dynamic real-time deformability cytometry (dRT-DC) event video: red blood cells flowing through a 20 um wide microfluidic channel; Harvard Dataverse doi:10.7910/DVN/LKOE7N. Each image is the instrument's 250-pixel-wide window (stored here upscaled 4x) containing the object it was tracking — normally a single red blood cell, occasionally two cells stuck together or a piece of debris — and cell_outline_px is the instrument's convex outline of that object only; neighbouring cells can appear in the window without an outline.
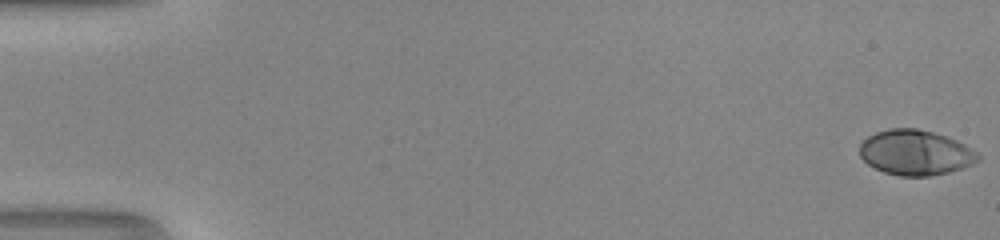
{"species": "human", "species_latin": "Homo sapiens", "temperature_condition": "room temperature", "stored_images_in_passage": 52, "camera_frame_rate_fps": 3000, "um_per_image_px": 0.085, "donor": {"sex": "male"}, "frame": {"image": 1, "passage_image": 1, "time_ms": 0.0, "image_size_px": [1000, 240], "cell_outline_px": [[980, 160], [964, 168], [948, 172], [928, 176], [900, 176], [884, 172], [868, 164], [860, 156], [860, 144], [868, 136], [876, 132], [888, 128], [916, 128], [932, 132], [956, 140], [972, 148], [980, 156]], "centroid_in_image_um": [77.82, 12.97], "position_along_channel_um": 7.2, "area_um2": 31.1}}
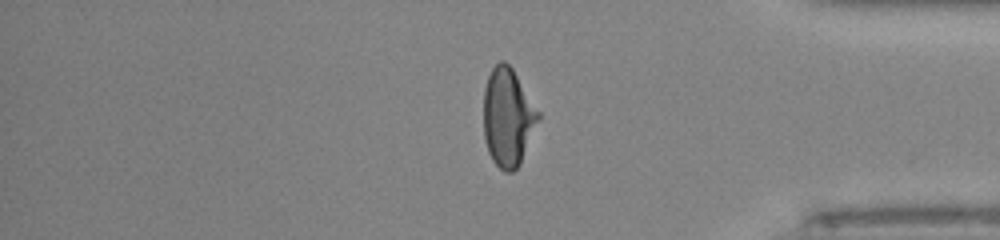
{"frame": {"image": 2, "passage_image": 44, "time_ms": 14.333, "image_size_px": [1000, 240], "cell_outline_px": [[540, 120], [520, 164], [512, 172], [504, 172], [492, 160], [488, 152], [484, 140], [484, 88], [488, 76], [492, 68], [500, 60], [504, 60], [512, 68], [540, 112]], "centroid_in_image_um": [43.17, 9.98], "position_along_channel_um": 392.0, "area_um2": 31.5}}
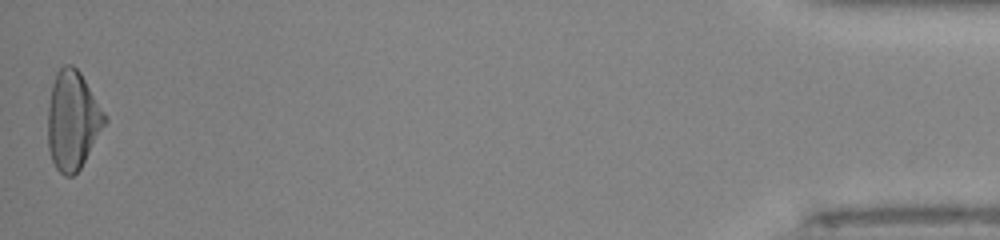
{"frame": {"image": 3, "passage_image": 52, "time_ms": 17.0, "image_size_px": [1000, 240], "cell_outline_px": [[108, 120], [80, 168], [72, 176], [64, 176], [56, 168], [52, 160], [48, 148], [48, 104], [52, 84], [56, 72], [64, 64], [72, 64], [80, 72], [108, 116]], "centroid_in_image_um": [6.18, 10.21], "position_along_channel_um": 429.0, "area_um2": 32.83}, "authors_computed_cell_mechanics": {"area_um2": 30.9808, "velocity_mm_per_s": 4.1402, "shape_relaxation_time_tau1_ms": 5.0471, "shape_relaxation_time_tau2_ms": null, "deformation_change_tau1": 0.2574, "deformation_change_tau2": null}}